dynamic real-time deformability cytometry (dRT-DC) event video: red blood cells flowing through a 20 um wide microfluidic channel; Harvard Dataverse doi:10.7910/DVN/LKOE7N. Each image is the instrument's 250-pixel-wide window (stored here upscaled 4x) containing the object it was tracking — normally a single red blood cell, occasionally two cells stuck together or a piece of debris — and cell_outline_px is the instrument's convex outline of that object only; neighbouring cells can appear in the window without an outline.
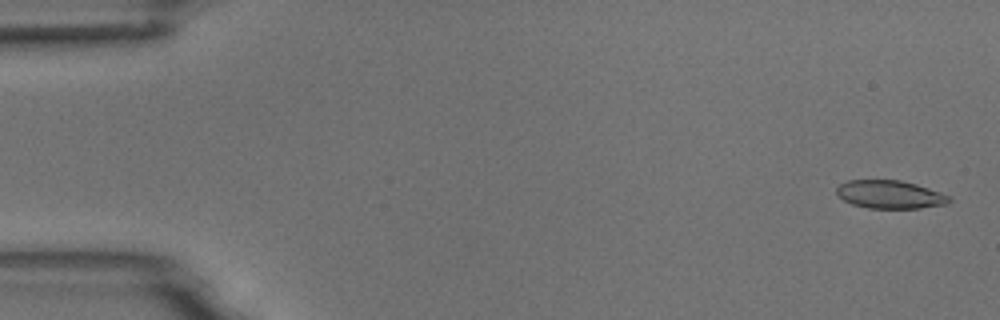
{"species": "common noctule bat (a hibernating species)", "species_latin": "Nyctalus noctula", "temperature_condition": "room temperature", "stored_images_in_passage": 54, "camera_frame_rate_fps": 3000, "um_per_image_px": 0.085, "animal": {"sex": "male", "body_mass_g": 18.8}, "frame": {"image": 1, "passage_image": 2, "time_ms": 0.333, "image_size_px": [1000, 320], "cell_outline_px": [[952, 200], [948, 204], [920, 208], [868, 208], [852, 204], [844, 200], [836, 192], [836, 188], [840, 184], [848, 180], [900, 180], [916, 184], [940, 192], [948, 196]], "centroid_in_image_um": [75.65, 16.53], "position_along_channel_um": 9.3, "area_um2": 18.38}}
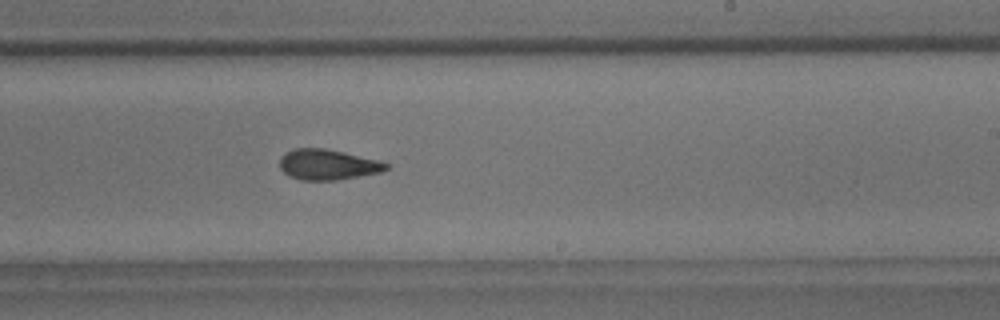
{"frame": {"image": 2, "passage_image": 33, "time_ms": 10.667, "image_size_px": [1000, 320], "cell_outline_px": [[388, 168], [380, 172], [336, 180], [300, 180], [288, 176], [280, 168], [280, 156], [284, 152], [296, 148], [324, 148], [344, 152], [380, 160], [388, 164]], "centroid_in_image_um": [27.82, 13.98], "position_along_channel_um": 261.2, "area_um2": 18.96}}
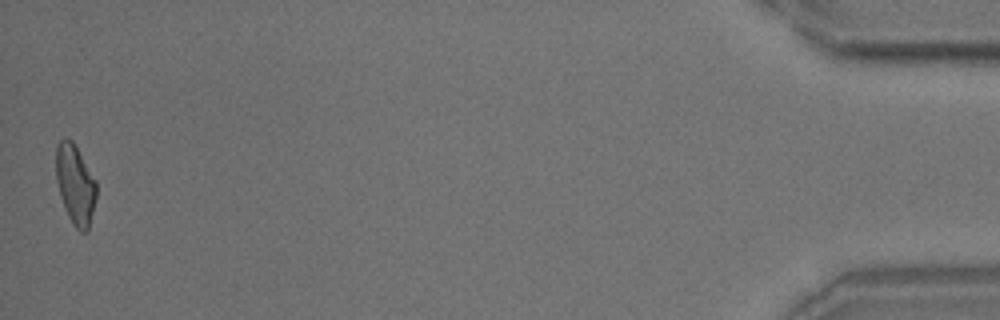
{"frame": {"image": 3, "passage_image": 54, "time_ms": 17.667, "image_size_px": [1000, 320], "cell_outline_px": [[96, 200], [88, 232], [80, 232], [72, 224], [64, 208], [60, 196], [56, 180], [56, 144], [64, 136], [68, 136], [72, 140], [96, 180]], "centroid_in_image_um": [6.39, 15.68], "position_along_channel_um": 428.8, "area_um2": 19.07}, "authors_computed_cell_mechanics": {"area_um2": 19.3052, "velocity_mm_per_s": 3.7294, "shape_relaxation_time_tau1_ms": 5.0892, "shape_relaxation_time_tau2_ms": 2.8924, "deformation_change_tau1": 0.1489, "deformation_change_tau2": 0.1091}}